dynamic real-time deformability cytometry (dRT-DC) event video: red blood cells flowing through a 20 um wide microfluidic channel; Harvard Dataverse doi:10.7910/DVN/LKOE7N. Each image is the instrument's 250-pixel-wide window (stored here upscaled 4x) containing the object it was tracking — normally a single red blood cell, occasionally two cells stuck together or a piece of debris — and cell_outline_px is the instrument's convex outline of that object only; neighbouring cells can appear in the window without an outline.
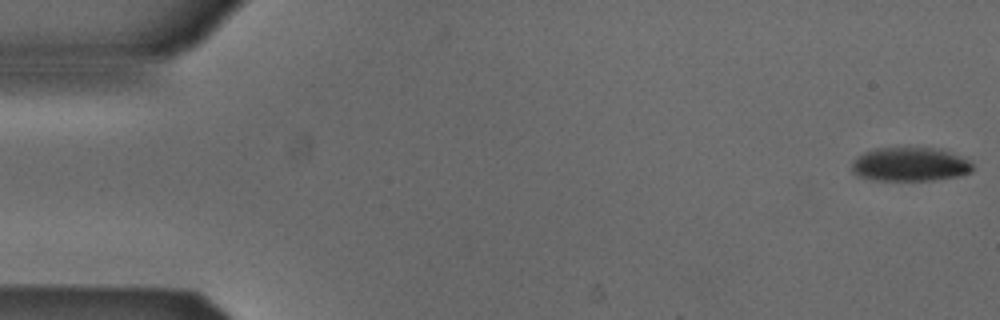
{"species": "Egyptian fruit bat (a non-hibernating species)", "species_latin": "Rousettus aegyptiacus", "temperature_condition": "cold", "stored_images_in_passage": 53, "camera_frame_rate_fps": 3000, "um_per_image_px": 0.085, "animal": {"sex": "male"}, "frame": {"image": 1, "passage_image": 1, "time_ms": 0.0, "image_size_px": [1000, 320], "cell_outline_px": [[972, 172], [960, 176], [932, 180], [872, 180], [856, 176], [852, 172], [852, 160], [864, 152], [876, 148], [940, 148], [960, 156], [968, 160], [972, 164]], "centroid_in_image_um": [77.33, 13.98], "position_along_channel_um": 7.7, "area_um2": 23.99}}
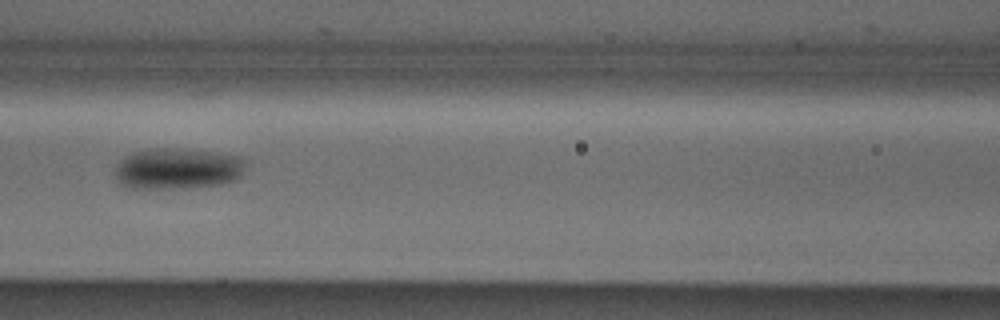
{"frame": {"image": 2, "passage_image": 23, "time_ms": 7.333, "image_size_px": [1000, 320], "cell_outline_px": [[244, 164], [240, 176], [236, 180], [220, 184], [192, 188], [128, 188], [120, 184], [116, 180], [116, 164], [124, 156], [132, 152], [148, 148], [180, 148], [244, 156]], "centroid_in_image_um": [15.07, 14.33], "position_along_channel_um": 151.5, "area_um2": 31.67}}
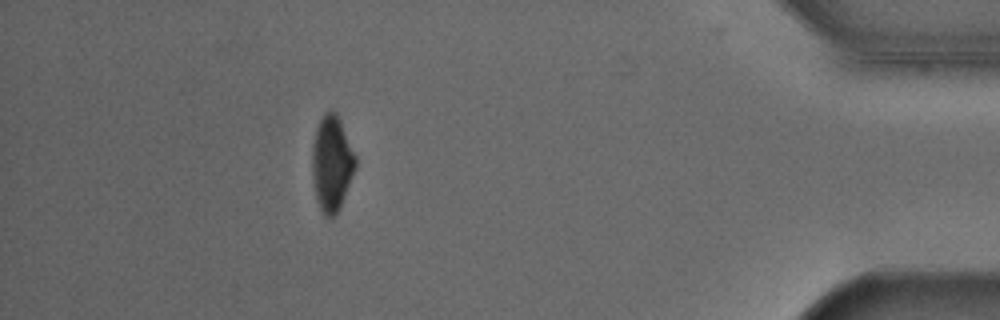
{"frame": {"image": 3, "passage_image": 47, "time_ms": 15.333, "image_size_px": [1000, 320], "cell_outline_px": [[356, 168], [340, 208], [332, 220], [324, 216], [316, 200], [312, 176], [312, 144], [316, 128], [324, 112], [332, 108], [336, 112], [340, 120], [356, 156]], "centroid_in_image_um": [28.19, 13.91], "position_along_channel_um": 407.0, "area_um2": 24.45}, "authors_computed_cell_mechanics": {"area_um2": 26.877, "velocity_mm_per_s": 3.8791, "shape_relaxation_time_tau1_ms": 4.0716, "shape_relaxation_time_tau2_ms": null, "deformation_change_tau1": 0.1011, "deformation_change_tau2": null}}